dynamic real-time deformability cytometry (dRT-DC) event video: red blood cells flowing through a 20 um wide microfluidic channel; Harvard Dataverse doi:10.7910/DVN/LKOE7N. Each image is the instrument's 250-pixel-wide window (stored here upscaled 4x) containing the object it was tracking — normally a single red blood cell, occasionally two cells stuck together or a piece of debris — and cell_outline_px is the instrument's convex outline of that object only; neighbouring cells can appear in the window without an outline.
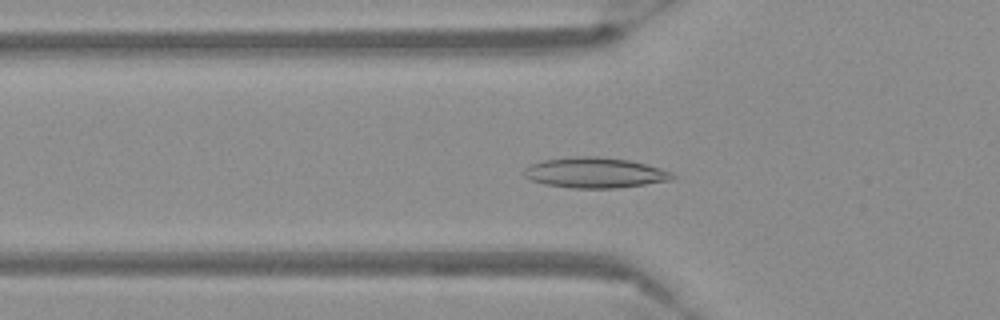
{"species": "Egyptian fruit bat (a non-hibernating species)", "species_latin": "Rousettus aegyptiacus", "temperature_condition": "warm", "stored_images_in_passage": 55, "camera_frame_rate_fps": 3000, "um_per_image_px": 0.085, "frame": {"image": 1, "passage_image": 19, "time_ms": 6.0, "image_size_px": [1000, 320], "cell_outline_px": [[676, 176], [672, 180], [616, 188], [572, 188], [544, 184], [532, 180], [524, 176], [524, 168], [532, 164], [544, 160], [576, 156], [596, 156], [628, 160], [660, 168], [672, 172]], "centroid_in_image_um": [50.57, 14.68], "position_along_channel_um": 75.2, "area_um2": 26.13}}
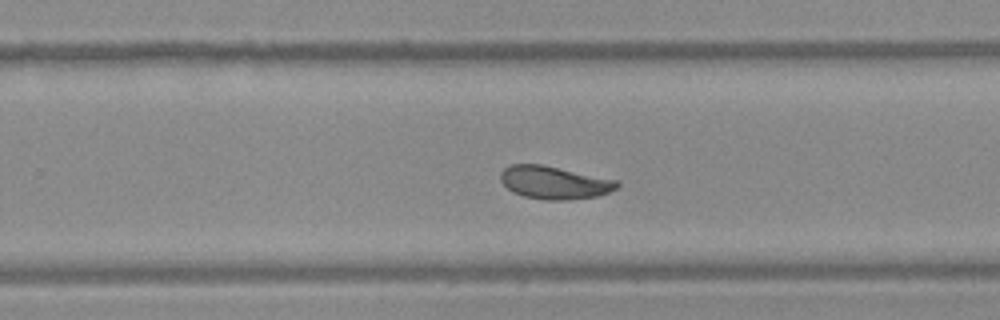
{"frame": {"image": 2, "passage_image": 36, "time_ms": 11.667, "image_size_px": [1000, 320], "cell_outline_px": [[620, 184], [616, 188], [608, 192], [596, 196], [568, 200], [544, 200], [524, 196], [512, 192], [500, 180], [500, 172], [508, 164], [540, 164], [616, 180]], "centroid_in_image_um": [47.06, 15.52], "position_along_channel_um": 282.7, "area_um2": 22.14}}
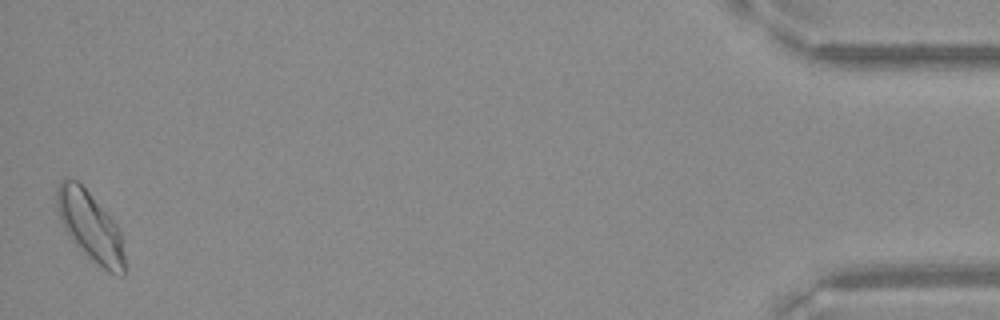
{"frame": {"image": 3, "passage_image": 55, "time_ms": 18.0, "image_size_px": [1000, 320], "cell_outline_px": [[124, 276], [108, 272], [96, 264], [72, 240], [64, 228], [56, 208], [56, 188], [60, 180], [64, 176], [76, 180], [88, 192], [116, 224], [120, 232], [124, 256]], "centroid_in_image_um": [7.64, 19.22], "position_along_channel_um": 427.6, "area_um2": 26.99}}